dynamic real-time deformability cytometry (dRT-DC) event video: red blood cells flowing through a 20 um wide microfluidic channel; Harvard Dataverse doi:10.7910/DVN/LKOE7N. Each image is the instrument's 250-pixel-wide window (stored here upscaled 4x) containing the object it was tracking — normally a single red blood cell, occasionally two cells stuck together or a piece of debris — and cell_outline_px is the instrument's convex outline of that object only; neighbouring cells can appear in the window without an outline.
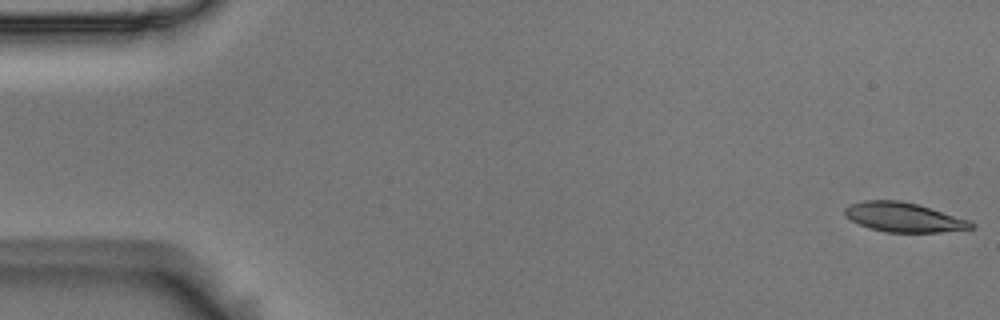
{"species": "Egyptian fruit bat (a non-hibernating species)", "species_latin": "Rousettus aegyptiacus", "temperature_condition": "room temperature", "stored_images_in_passage": 55, "camera_frame_rate_fps": 3000, "um_per_image_px": 0.085, "animal": {"sex": "male"}, "frame": {"image": 1, "passage_image": 1, "time_ms": 0.0, "image_size_px": [1000, 320], "cell_outline_px": [[976, 228], [940, 232], [888, 232], [868, 228], [852, 220], [844, 212], [844, 208], [848, 204], [864, 200], [900, 200], [916, 204], [968, 220], [976, 224]], "centroid_in_image_um": [76.8, 18.47], "position_along_channel_um": 8.2, "area_um2": 21.44}}
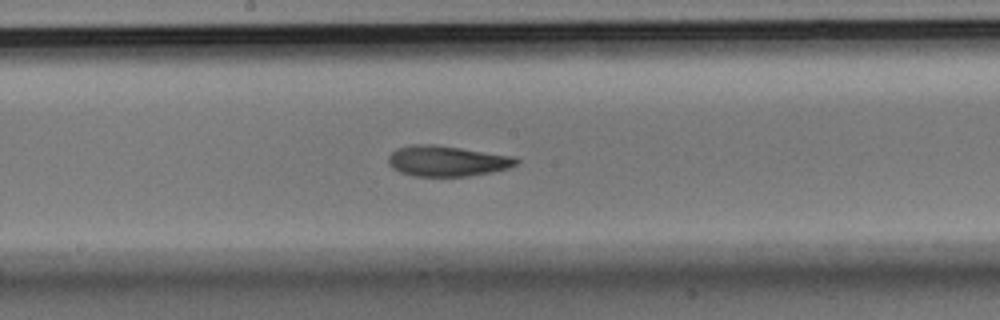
{"frame": {"image": 2, "passage_image": 29, "time_ms": 9.333, "image_size_px": [1000, 320], "cell_outline_px": [[520, 160], [516, 164], [508, 168], [492, 172], [468, 176], [412, 176], [400, 172], [392, 168], [388, 164], [388, 156], [396, 148], [412, 144], [432, 144], [516, 156]], "centroid_in_image_um": [37.98, 13.68], "position_along_channel_um": 210.2, "area_um2": 22.95}}
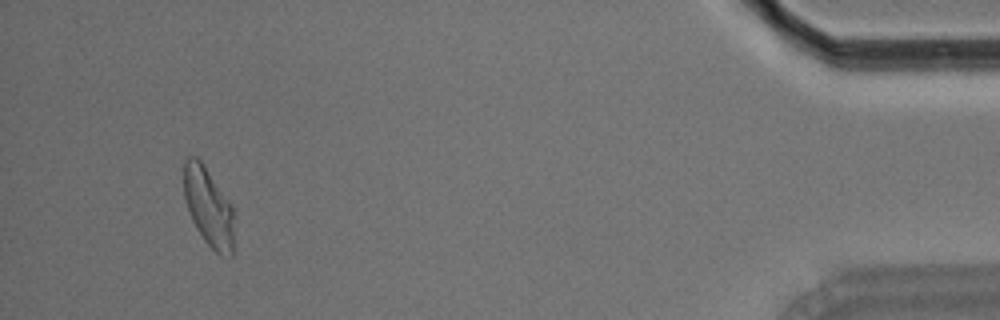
{"frame": {"image": 3, "passage_image": 52, "time_ms": 17.0, "image_size_px": [1000, 320], "cell_outline_px": [[232, 256], [220, 256], [204, 240], [196, 228], [192, 220], [184, 200], [184, 160], [188, 156], [196, 156], [204, 164], [232, 208]], "centroid_in_image_um": [17.67, 17.57], "position_along_channel_um": 417.5, "area_um2": 22.54}, "authors_computed_cell_mechanics": {"area_um2": 22.7732, "velocity_mm_per_s": 3.6282, "shape_relaxation_time_tau1_ms": 4.5378, "shape_relaxation_time_tau2_ms": 2.8268, "deformation_change_tau1": 0.1739, "deformation_change_tau2": 0.105}}